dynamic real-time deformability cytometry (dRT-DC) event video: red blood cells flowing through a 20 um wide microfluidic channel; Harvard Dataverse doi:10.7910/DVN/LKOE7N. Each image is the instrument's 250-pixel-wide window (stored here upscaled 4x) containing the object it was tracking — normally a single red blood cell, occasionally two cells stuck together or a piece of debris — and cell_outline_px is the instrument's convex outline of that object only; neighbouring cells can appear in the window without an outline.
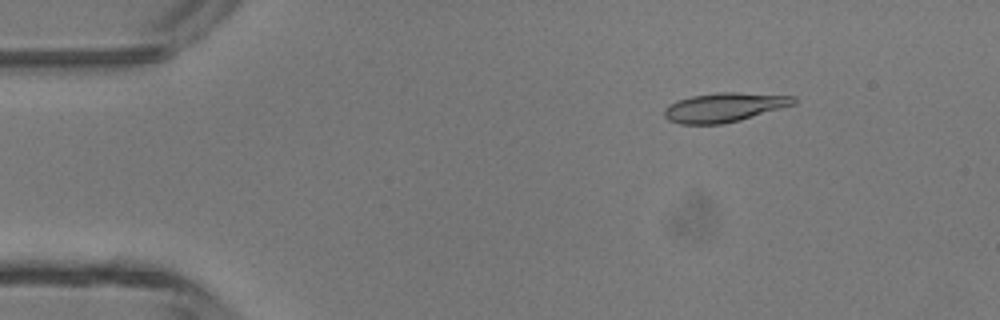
{"species": "common noctule bat (a hibernating species)", "species_latin": "Nyctalus noctula", "temperature_condition": "room temperature", "stored_images_in_passage": 43, "camera_frame_rate_fps": 3000, "um_per_image_px": 0.085, "animal": {"sex": "male", "body_mass_g": 13.3}, "frame": {"image": 1, "passage_image": 3, "time_ms": 0.667, "image_size_px": [1000, 320], "cell_outline_px": [[796, 104], [740, 120], [724, 124], [680, 124], [668, 120], [664, 116], [664, 108], [668, 104], [692, 96], [716, 92], [736, 92], [796, 96]], "centroid_in_image_um": [61.56, 9.12], "position_along_channel_um": 23.4, "area_um2": 22.08}}
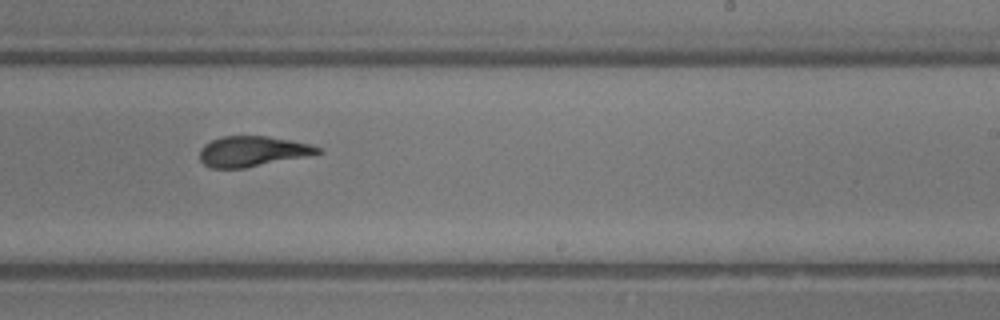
{"frame": {"image": 2, "passage_image": 25, "time_ms": 8.0, "image_size_px": [1000, 320], "cell_outline_px": [[324, 152], [244, 168], [212, 168], [204, 164], [200, 160], [200, 148], [204, 144], [212, 140], [224, 136], [268, 136], [292, 140], [312, 144], [320, 148]], "centroid_in_image_um": [21.45, 12.85], "position_along_channel_um": 267.6, "area_um2": 20.75}}
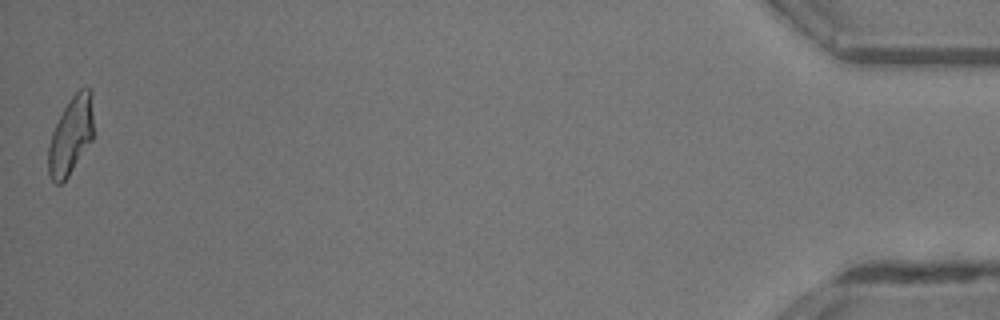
{"frame": {"image": 3, "passage_image": 43, "time_ms": 14.0, "image_size_px": [1000, 320], "cell_outline_px": [[92, 140], [68, 176], [60, 184], [56, 184], [48, 176], [48, 148], [52, 132], [68, 100], [80, 88], [88, 88], [92, 92]], "centroid_in_image_um": [6.01, 11.54], "position_along_channel_um": 429.2, "area_um2": 20.23}, "authors_computed_cell_mechanics": {"area_um2": 21.5016, "velocity_mm_per_s": 4.3554, "shape_relaxation_time_tau1_ms": 5.5543, "shape_relaxation_time_tau2_ms": 1.21, "deformation_change_tau1": 0.1902, "deformation_change_tau2": 0.0769}}